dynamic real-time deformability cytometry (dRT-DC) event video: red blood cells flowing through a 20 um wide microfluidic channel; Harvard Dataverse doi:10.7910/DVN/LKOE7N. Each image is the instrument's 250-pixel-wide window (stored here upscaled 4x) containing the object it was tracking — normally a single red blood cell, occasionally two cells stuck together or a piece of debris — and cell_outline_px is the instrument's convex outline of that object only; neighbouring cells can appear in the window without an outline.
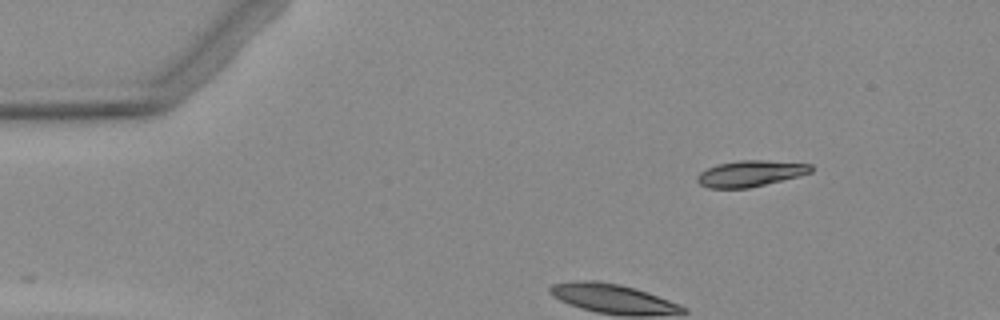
{"species": "Egyptian fruit bat (a non-hibernating species)", "species_latin": "Rousettus aegyptiacus", "temperature_condition": "warm", "stored_images_in_passage": 5, "camera_frame_rate_fps": 3000, "um_per_image_px": 0.085, "animal": {"sex": "female"}, "frame": {"image": 1, "passage_image": 1, "time_ms": 0.0, "image_size_px": [1000, 320], "cell_outline_px": [[812, 172], [800, 176], [748, 188], [708, 188], [700, 184], [696, 180], [696, 176], [700, 172], [708, 168], [720, 164], [740, 160], [764, 160], [812, 164]], "centroid_in_image_um": [63.79, 14.75], "position_along_channel_um": 21.2, "area_um2": 17.22}}
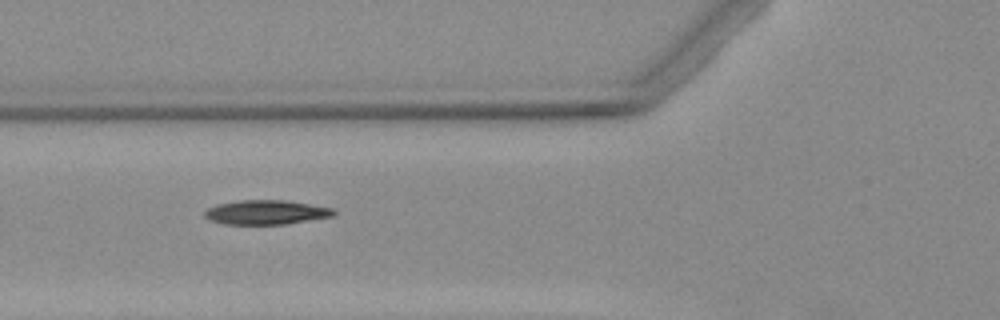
{"frame": {"image": 2, "passage_image": 4, "time_ms": 4.333, "image_size_px": [1000, 320], "cell_outline_px": [[336, 212], [332, 216], [284, 224], [224, 224], [208, 220], [204, 216], [204, 212], [208, 208], [220, 204], [236, 200], [284, 200], [332, 208]], "centroid_in_image_um": [22.56, 18.04], "position_along_channel_um": 103.2, "area_um2": 18.09}}
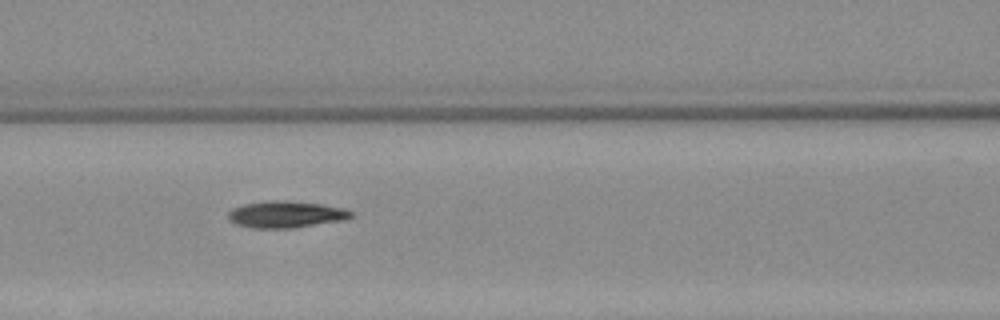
{"frame": {"image": 3, "passage_image": 5, "time_ms": 5.333, "image_size_px": [1000, 320], "cell_outline_px": [[352, 216], [340, 220], [292, 228], [252, 228], [236, 224], [228, 216], [228, 212], [232, 208], [244, 204], [268, 200], [284, 200], [320, 204], [340, 208], [352, 212]], "centroid_in_image_um": [24.23, 18.22], "position_along_channel_um": 142.4, "area_um2": 18.73}}